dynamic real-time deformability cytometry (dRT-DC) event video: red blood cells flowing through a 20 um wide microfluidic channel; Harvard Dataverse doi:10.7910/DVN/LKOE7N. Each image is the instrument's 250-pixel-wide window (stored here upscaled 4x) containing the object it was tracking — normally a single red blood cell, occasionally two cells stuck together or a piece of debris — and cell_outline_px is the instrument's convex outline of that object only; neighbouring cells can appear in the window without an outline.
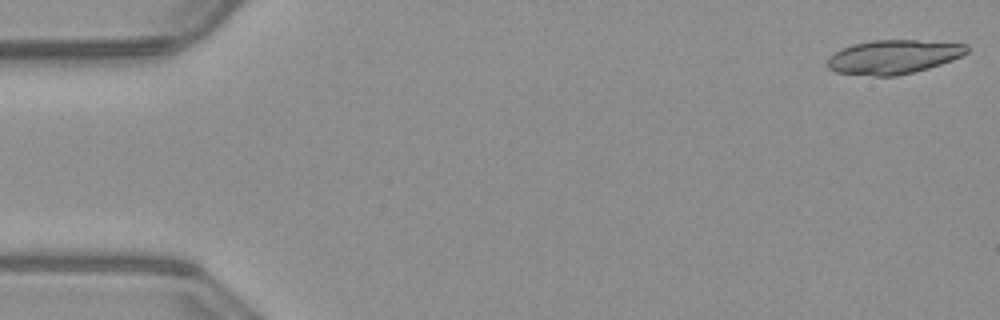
{"species": "common noctule bat (a hibernating species)", "species_latin": "Nyctalus noctula", "temperature_condition": "warm", "stored_images_in_passage": 17, "camera_frame_rate_fps": 3000, "um_per_image_px": 0.085, "animal": {"sex": "male", "body_mass_g": 23.1, "forearm_length_mm": 52.7}, "frame": {"image": 1, "passage_image": 1, "time_ms": 0.0, "image_size_px": [1000, 320], "cell_outline_px": [[968, 52], [952, 60], [928, 68], [896, 76], [876, 76], [836, 72], [828, 68], [828, 60], [836, 52], [852, 44], [872, 40], [916, 40], [968, 44]], "centroid_in_image_um": [75.97, 4.83], "position_along_channel_um": 9.0, "area_um2": 27.28}}